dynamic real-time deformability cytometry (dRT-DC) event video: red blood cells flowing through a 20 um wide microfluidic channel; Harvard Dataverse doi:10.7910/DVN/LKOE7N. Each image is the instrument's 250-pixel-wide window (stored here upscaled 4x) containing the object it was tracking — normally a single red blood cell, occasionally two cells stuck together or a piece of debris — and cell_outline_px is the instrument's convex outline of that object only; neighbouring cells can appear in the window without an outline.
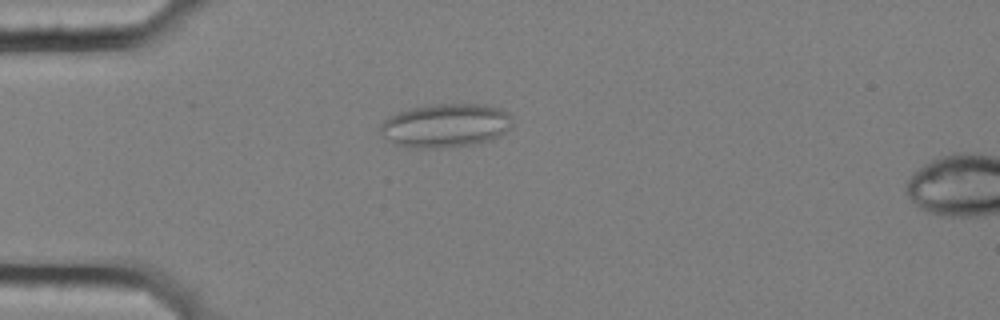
{"species": "common noctule bat (a hibernating species)", "species_latin": "Nyctalus noctula", "temperature_condition": "cold", "stored_images_in_passage": 53, "segment_of_instrument_passage": [1, 2], "camera_frame_rate_fps": 3000, "um_per_image_px": 0.085, "animal": {"sex": "female", "body_mass_g": 25.1}, "frame": {"image": 1, "passage_image": 12, "time_ms": 3.667, "image_size_px": [1000, 320], "cell_outline_px": [[512, 128], [500, 136], [492, 140], [480, 144], [440, 148], [412, 148], [392, 144], [380, 136], [380, 124], [388, 116], [412, 108], [432, 104], [484, 104], [500, 108], [508, 112], [512, 116]], "centroid_in_image_um": [37.89, 10.69], "position_along_channel_um": 47.1, "area_um2": 34.45}}